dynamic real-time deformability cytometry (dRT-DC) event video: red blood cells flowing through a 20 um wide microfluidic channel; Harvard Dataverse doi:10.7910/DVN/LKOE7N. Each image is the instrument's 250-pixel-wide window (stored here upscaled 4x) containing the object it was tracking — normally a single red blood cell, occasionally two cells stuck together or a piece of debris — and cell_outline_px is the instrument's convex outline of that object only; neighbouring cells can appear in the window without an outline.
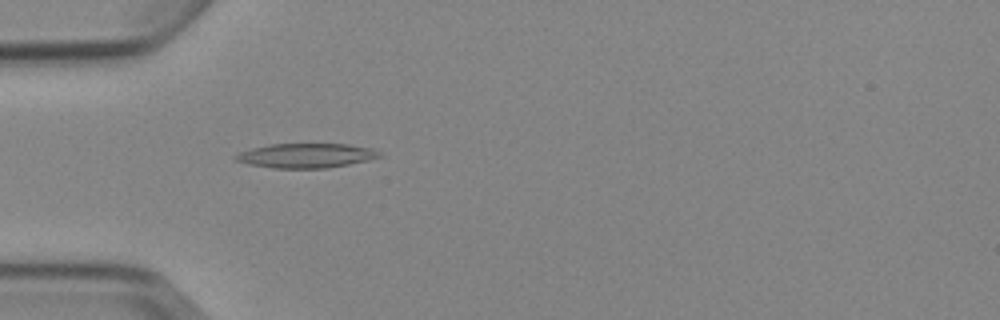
{"species": "Egyptian fruit bat (a non-hibernating species)", "species_latin": "Rousettus aegyptiacus", "temperature_condition": "cold", "stored_images_in_passage": 5, "camera_frame_rate_fps": 3000, "um_per_image_px": 0.085, "animal": {"sex": "female"}, "frame": {"image": 1, "passage_image": 5, "time_ms": 4.333, "image_size_px": [1000, 320], "cell_outline_px": [[384, 156], [368, 160], [328, 168], [272, 168], [248, 164], [236, 160], [232, 156], [240, 152], [252, 148], [272, 144], [348, 144], [372, 148], [380, 152]], "centroid_in_image_um": [26.04, 13.22], "position_along_channel_um": 59.0, "area_um2": 20.52}}